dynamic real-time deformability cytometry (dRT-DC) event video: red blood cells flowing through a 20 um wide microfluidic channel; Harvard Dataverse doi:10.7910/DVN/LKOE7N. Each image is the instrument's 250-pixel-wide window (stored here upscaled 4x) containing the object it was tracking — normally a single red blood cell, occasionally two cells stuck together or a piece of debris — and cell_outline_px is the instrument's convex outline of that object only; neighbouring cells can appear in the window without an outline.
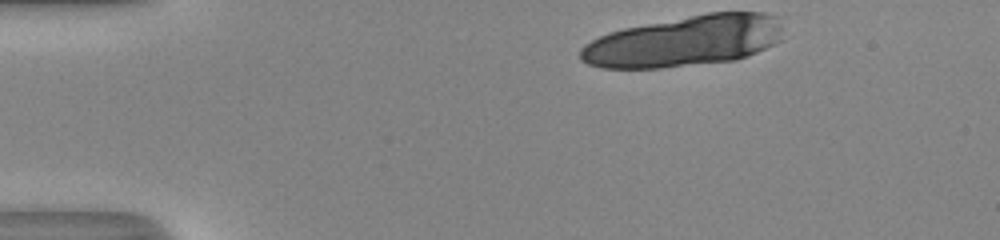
{"species": "human", "species_latin": "Homo sapiens", "temperature_condition": "room temperature", "stored_images_in_passage": 10, "camera_frame_rate_fps": 3000, "um_per_image_px": 0.085, "donor": {"sex": "male"}, "frame": {"image": 1, "passage_image": 1, "time_ms": 0.0, "image_size_px": [1000, 240], "cell_outline_px": [[780, 40], [748, 56], [736, 60], [660, 68], [604, 68], [588, 64], [580, 60], [580, 48], [584, 44], [608, 32], [624, 28], [708, 12], [764, 12], [772, 16], [780, 28]], "centroid_in_image_um": [58.11, 3.5], "position_along_channel_um": 26.9, "area_um2": 59.53}}